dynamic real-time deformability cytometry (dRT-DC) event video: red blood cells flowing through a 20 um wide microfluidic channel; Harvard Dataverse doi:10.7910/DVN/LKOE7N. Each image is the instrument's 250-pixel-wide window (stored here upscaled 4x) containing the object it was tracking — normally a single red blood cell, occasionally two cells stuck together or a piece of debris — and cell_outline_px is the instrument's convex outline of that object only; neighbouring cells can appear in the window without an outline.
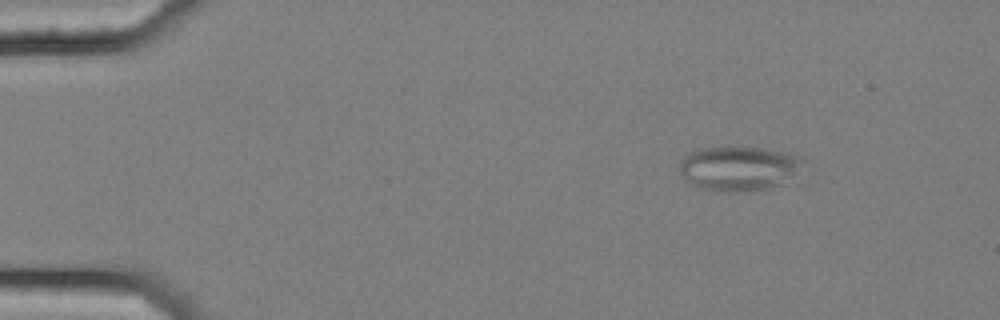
{"species": "common noctule bat (a hibernating species)", "species_latin": "Nyctalus noctula", "temperature_condition": "cold", "stored_images_in_passage": 5, "camera_frame_rate_fps": 3000, "um_per_image_px": 0.085, "animal": {"sex": "female", "body_mass_g": 25.1}, "frame": {"image": 1, "passage_image": 3, "time_ms": 0.667, "image_size_px": [1000, 320], "cell_outline_px": [[804, 160], [780, 184], [768, 188], [748, 192], [716, 192], [696, 188], [680, 172], [680, 160], [688, 152], [700, 148], [764, 148], [784, 152], [800, 156]], "centroid_in_image_um": [62.69, 14.33], "position_along_channel_um": 22.3, "area_um2": 31.56}}